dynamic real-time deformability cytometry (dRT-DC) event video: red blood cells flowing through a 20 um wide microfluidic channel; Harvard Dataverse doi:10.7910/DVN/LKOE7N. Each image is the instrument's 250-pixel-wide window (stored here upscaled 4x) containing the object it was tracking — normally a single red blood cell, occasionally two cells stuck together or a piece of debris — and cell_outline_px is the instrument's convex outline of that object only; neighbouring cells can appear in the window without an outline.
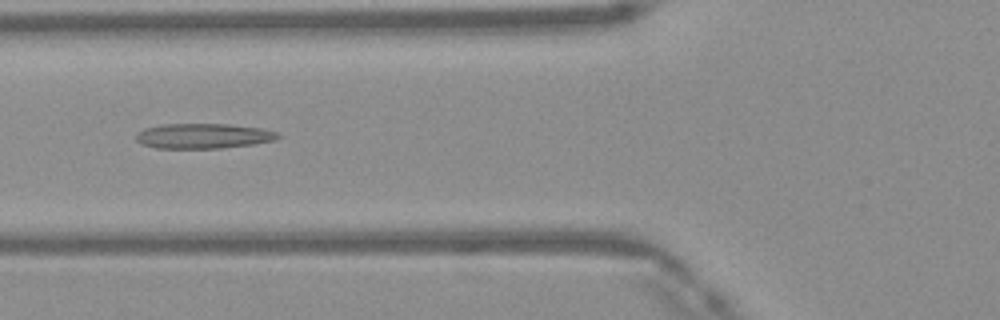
{"species": "Egyptian fruit bat (a non-hibernating species)", "species_latin": "Rousettus aegyptiacus", "temperature_condition": "warm", "stored_images_in_passage": 44, "camera_frame_rate_fps": 3000, "um_per_image_px": 0.085, "frame": {"image": 1, "passage_image": 14, "time_ms": 4.333, "image_size_px": [1000, 320], "cell_outline_px": [[280, 136], [276, 140], [252, 144], [220, 148], [156, 148], [144, 144], [136, 140], [136, 136], [144, 128], [164, 124], [228, 124], [260, 128], [276, 132]], "centroid_in_image_um": [17.29, 11.55], "position_along_channel_um": 108.5, "area_um2": 20.46}}
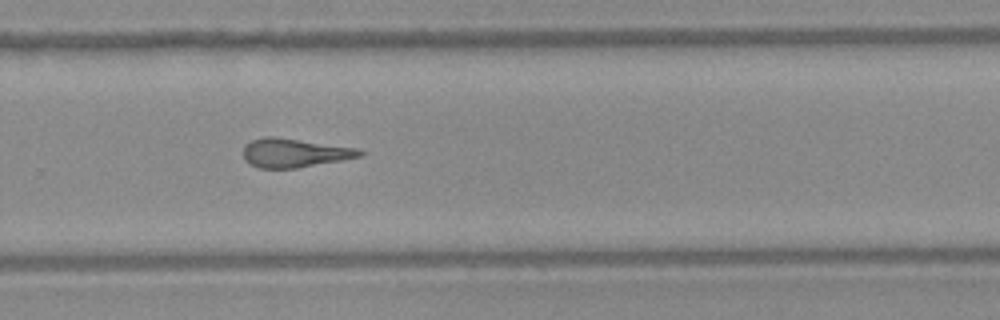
{"frame": {"image": 2, "passage_image": 28, "time_ms": 9.0, "image_size_px": [1000, 320], "cell_outline_px": [[364, 152], [360, 156], [340, 160], [296, 168], [260, 168], [244, 160], [244, 144], [252, 140], [264, 136], [272, 136], [356, 148]], "centroid_in_image_um": [24.96, 12.99], "position_along_channel_um": 304.8, "area_um2": 19.19}}
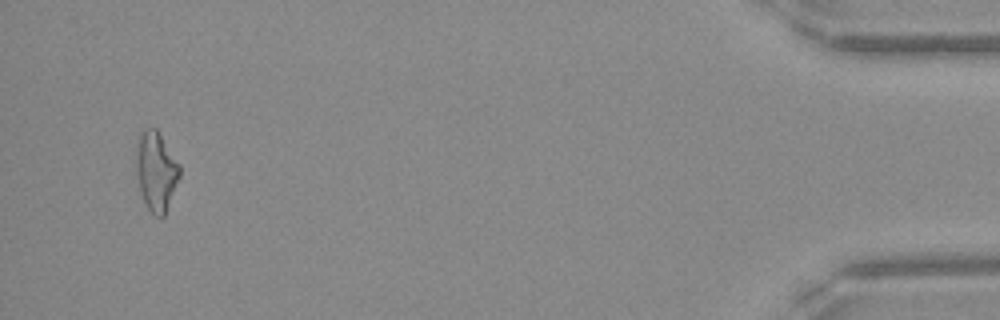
{"frame": {"image": 3, "passage_image": 42, "time_ms": 13.667, "image_size_px": [1000, 320], "cell_outline_px": [[180, 176], [164, 216], [160, 220], [152, 216], [144, 200], [140, 188], [136, 168], [136, 148], [140, 136], [144, 128], [156, 128], [180, 164]], "centroid_in_image_um": [13.28, 14.58], "position_along_channel_um": 421.9, "area_um2": 20.0}, "authors_computed_cell_mechanics": {"area_um2": 19.9988, "velocity_mm_per_s": 4.2056, "shape_relaxation_time_tau1_ms": null, "shape_relaxation_time_tau2_ms": 2.7478, "deformation_change_tau1": null, "deformation_change_tau2": 0.1441}}